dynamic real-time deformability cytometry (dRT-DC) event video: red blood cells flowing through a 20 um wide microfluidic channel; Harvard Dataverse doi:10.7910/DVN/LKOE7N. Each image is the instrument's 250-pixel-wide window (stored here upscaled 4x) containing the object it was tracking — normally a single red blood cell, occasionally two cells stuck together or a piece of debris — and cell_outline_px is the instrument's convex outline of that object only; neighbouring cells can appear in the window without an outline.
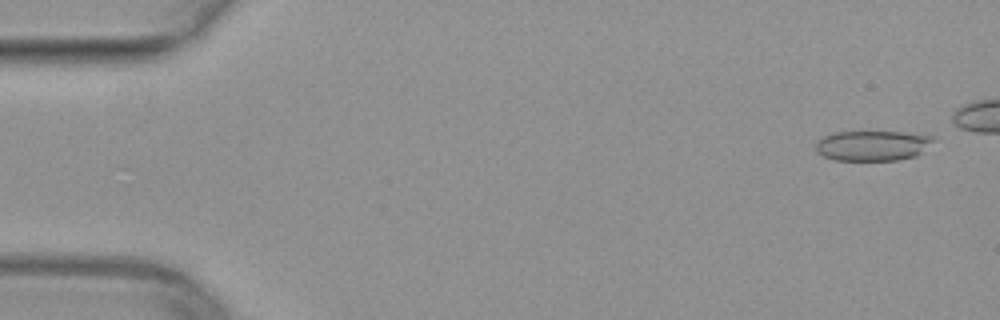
{"species": "common noctule bat (a hibernating species)", "species_latin": "Nyctalus noctula", "temperature_condition": "warm", "stored_images_in_passage": 44, "camera_frame_rate_fps": 3000, "um_per_image_px": 0.085, "animal": {"sex": "female", "body_mass_g": 29.2, "forearm_length_mm": 56.3}, "frame": {"image": 1, "passage_image": 3, "time_ms": 0.667, "image_size_px": [1000, 320], "cell_outline_px": [[936, 140], [916, 156], [896, 160], [836, 160], [824, 156], [816, 152], [816, 144], [824, 136], [836, 132], [900, 132], [932, 136]], "centroid_in_image_um": [74.17, 12.38], "position_along_channel_um": 10.8, "area_um2": 20.46}}
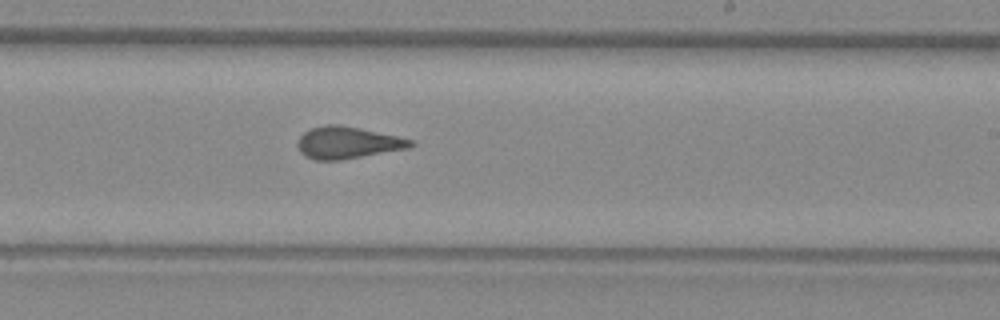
{"frame": {"image": 2, "passage_image": 31, "time_ms": 10.0, "image_size_px": [1000, 320], "cell_outline_px": [[416, 144], [408, 148], [340, 160], [316, 160], [304, 156], [300, 152], [296, 144], [300, 136], [304, 132], [312, 128], [324, 124], [340, 124], [360, 128], [396, 136], [412, 140]], "centroid_in_image_um": [29.5, 12.12], "position_along_channel_um": 259.5, "area_um2": 20.98}}
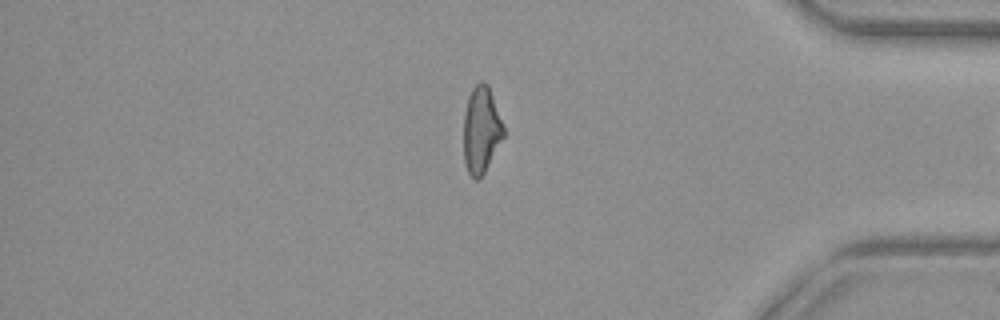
{"frame": {"image": 3, "passage_image": 43, "time_ms": 14.0, "image_size_px": [1000, 320], "cell_outline_px": [[504, 136], [480, 180], [476, 180], [468, 172], [464, 164], [464, 112], [468, 96], [472, 88], [480, 80], [484, 80], [488, 84], [504, 128]], "centroid_in_image_um": [40.89, 11.03], "position_along_channel_um": 394.3, "area_um2": 20.17}}